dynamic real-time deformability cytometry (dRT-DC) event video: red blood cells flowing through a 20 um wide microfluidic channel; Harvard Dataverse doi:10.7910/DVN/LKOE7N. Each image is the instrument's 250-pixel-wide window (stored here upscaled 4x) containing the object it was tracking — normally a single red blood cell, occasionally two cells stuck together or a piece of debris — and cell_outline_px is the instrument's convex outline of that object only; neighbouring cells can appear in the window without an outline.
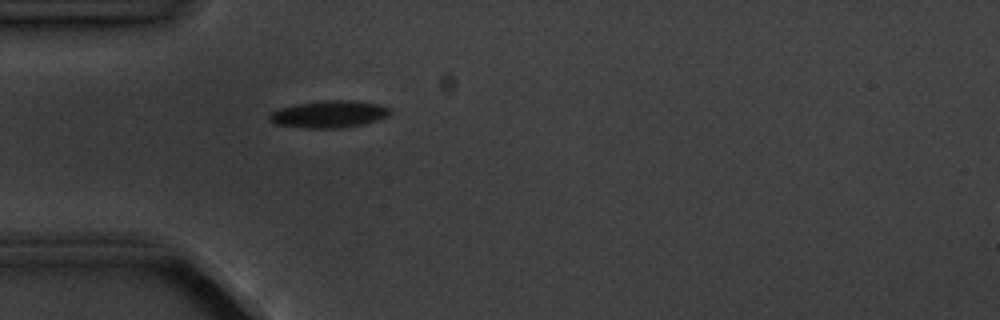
{"species": "common noctule bat (a hibernating species)", "species_latin": "Nyctalus noctula", "temperature_condition": "cold", "stored_images_in_passage": 2, "camera_frame_rate_fps": 3000, "um_per_image_px": 0.085, "animal": {"sex": "male", "body_mass_g": 20.1, "forearm_length_mm": 53.5}, "frame": {"image": 1, "passage_image": 2, "time_ms": 1.0, "image_size_px": [1000, 320], "cell_outline_px": [[388, 116], [376, 120], [360, 124], [340, 128], [304, 128], [276, 124], [268, 120], [268, 112], [280, 108], [296, 104], [324, 100], [352, 100], [376, 104], [388, 108]], "centroid_in_image_um": [27.86, 9.7], "position_along_channel_um": 57.1, "area_um2": 18.84}}